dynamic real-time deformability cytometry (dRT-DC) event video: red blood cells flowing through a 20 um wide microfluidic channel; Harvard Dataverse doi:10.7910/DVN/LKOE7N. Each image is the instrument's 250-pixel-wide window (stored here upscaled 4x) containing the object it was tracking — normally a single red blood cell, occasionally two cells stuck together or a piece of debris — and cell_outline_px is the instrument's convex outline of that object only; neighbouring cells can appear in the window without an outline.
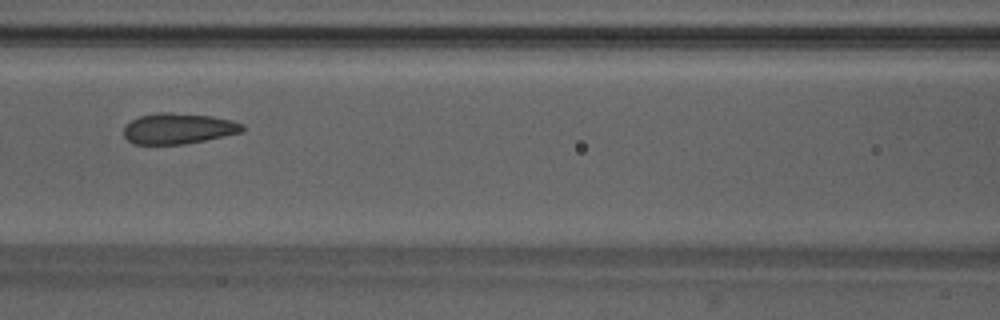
{"species": "Egyptian fruit bat (a non-hibernating species)", "species_latin": "Rousettus aegyptiacus", "temperature_condition": "warm", "stored_images_in_passage": 45, "camera_frame_rate_fps": 3000, "um_per_image_px": 0.085, "animal": {"sex": "male"}, "frame": {"image": 1, "passage_image": 18, "time_ms": 5.667, "image_size_px": [1000, 320], "cell_outline_px": [[244, 128], [240, 132], [204, 140], [184, 144], [136, 144], [128, 140], [124, 136], [124, 128], [132, 120], [140, 116], [160, 112], [168, 112], [212, 116], [244, 124]], "centroid_in_image_um": [15.13, 10.92], "position_along_channel_um": 151.5, "area_um2": 20.87}}
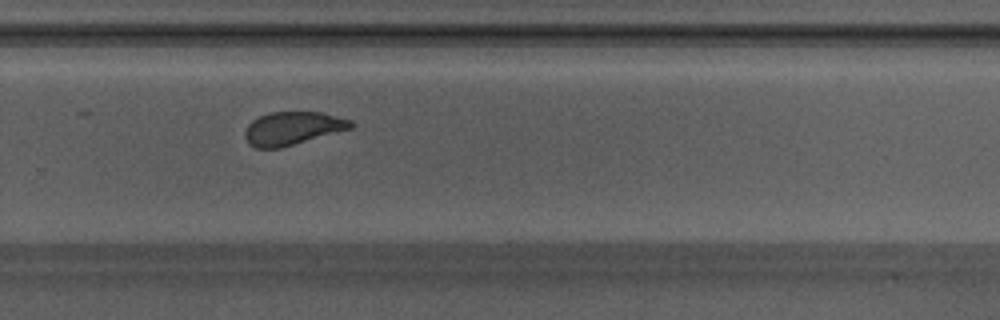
{"frame": {"image": 2, "passage_image": 29, "time_ms": 9.333, "image_size_px": [1000, 320], "cell_outline_px": [[352, 128], [280, 148], [256, 148], [248, 144], [244, 136], [244, 132], [248, 124], [252, 120], [268, 112], [320, 112], [352, 120]], "centroid_in_image_um": [24.82, 10.91], "position_along_channel_um": 305.0, "area_um2": 20.4}}
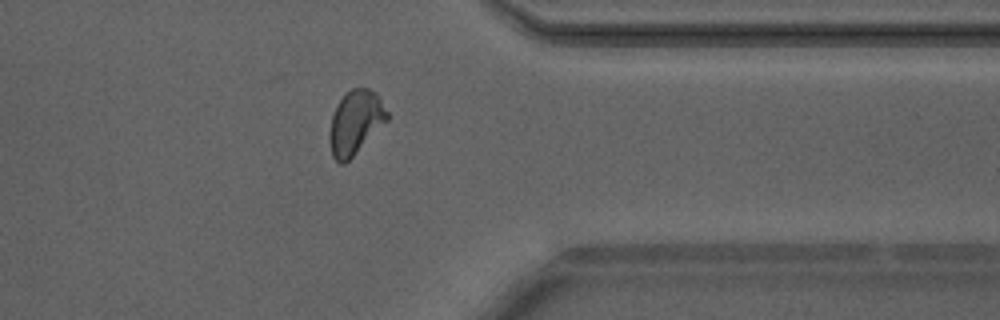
{"frame": {"image": 3, "passage_image": 35, "time_ms": 11.333, "image_size_px": [1000, 320], "cell_outline_px": [[388, 120], [344, 164], [340, 164], [332, 156], [328, 140], [328, 136], [332, 116], [336, 104], [352, 88], [368, 88], [376, 92], [380, 96], [388, 112]], "centroid_in_image_um": [30.2, 10.39], "position_along_channel_um": 381.2, "area_um2": 21.39}, "authors_computed_cell_mechanics": {"area_um2": 21.2126, "velocity_mm_per_s": 4.2005, "shape_relaxation_time_tau1_ms": 5.6693, "shape_relaxation_time_tau2_ms": 1.0363, "deformation_change_tau1": 0.1453, "deformation_change_tau2": 0.0639}}